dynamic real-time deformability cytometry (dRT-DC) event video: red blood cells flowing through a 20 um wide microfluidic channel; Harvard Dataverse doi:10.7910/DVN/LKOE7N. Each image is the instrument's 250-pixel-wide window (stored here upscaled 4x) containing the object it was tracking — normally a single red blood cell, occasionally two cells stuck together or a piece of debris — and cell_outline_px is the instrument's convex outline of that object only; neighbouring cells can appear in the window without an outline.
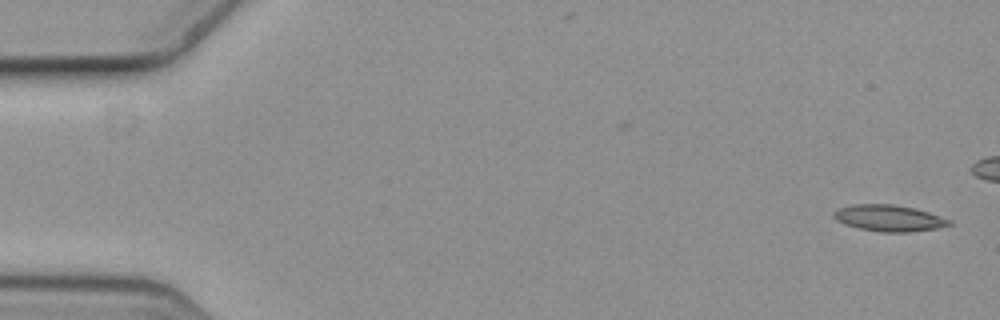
{"species": "common noctule bat (a hibernating species)", "species_latin": "Nyctalus noctula", "temperature_condition": "cold", "stored_images_in_passage": 10, "segment_of_instrument_passage": [1, 2], "camera_frame_rate_fps": 3000, "um_per_image_px": 0.085, "animal": {"sex": "female", "body_mass_g": 19.3, "forearm_length_mm": 54.1}, "frame": {"image": 1, "passage_image": 1, "time_ms": 0.0, "image_size_px": [1000, 320], "cell_outline_px": [[952, 224], [936, 228], [908, 232], [880, 232], [860, 228], [844, 224], [836, 220], [832, 216], [832, 212], [840, 208], [852, 204], [892, 204], [912, 208], [928, 212], [952, 220]], "centroid_in_image_um": [75.53, 18.54], "position_along_channel_um": 9.5, "area_um2": 17.63}}
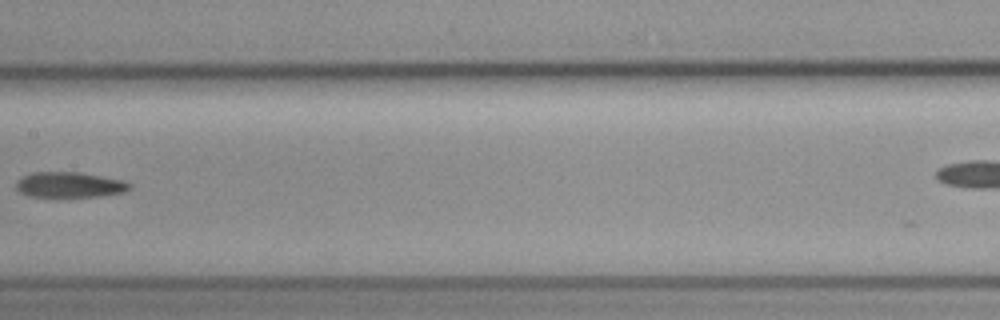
{"frame": {"image": 2, "passage_image": 9, "time_ms": 2.667, "image_size_px": [1000, 320], "cell_outline_px": [[132, 188], [124, 192], [100, 196], [28, 196], [20, 192], [16, 188], [16, 184], [24, 176], [32, 172], [80, 172], [124, 180], [132, 184]], "centroid_in_image_um": [5.97, 15.7], "position_along_channel_um": 201.4, "area_um2": 16.7}}